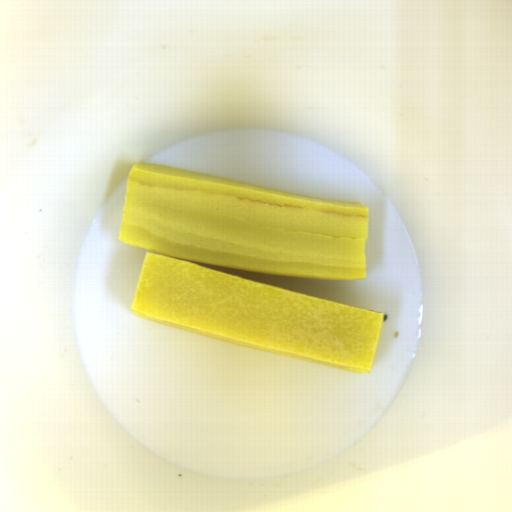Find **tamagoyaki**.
Masks as SVG:
<instances>
[{"label": "tamagoyaki", "instance_id": "obj_1", "mask_svg": "<svg viewBox=\"0 0 512 512\" xmlns=\"http://www.w3.org/2000/svg\"><path fill=\"white\" fill-rule=\"evenodd\" d=\"M368 235L366 203L141 160L118 229L119 243L145 249L135 316L366 375L385 314L203 265L367 281Z\"/></svg>", "mask_w": 512, "mask_h": 512}]
</instances>
